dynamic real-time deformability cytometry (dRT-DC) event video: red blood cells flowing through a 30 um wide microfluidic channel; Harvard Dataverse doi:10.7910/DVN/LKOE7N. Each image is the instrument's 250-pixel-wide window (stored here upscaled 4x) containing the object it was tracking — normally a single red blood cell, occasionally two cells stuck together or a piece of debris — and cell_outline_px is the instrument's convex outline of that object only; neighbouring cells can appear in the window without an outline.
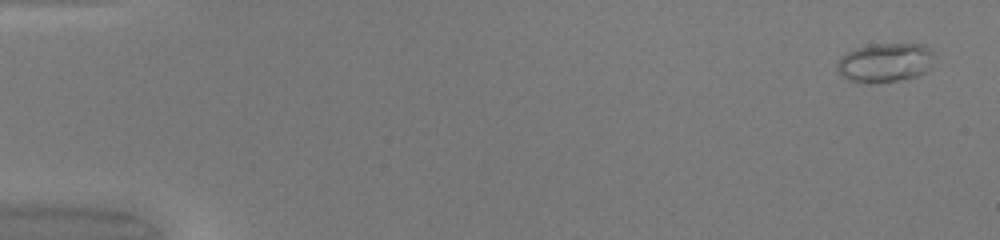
{"species": "common noctule bat (a hibernating species)", "species_latin": "Nyctalus noctula", "temperature_condition": "warm", "stored_images_in_passage": 49, "camera_frame_rate_fps": 3000, "um_per_image_px": 0.085, "animal": {"sex": "female", "body_mass_g": 20.0, "forearm_length_mm": 54.0}, "frame": {"image": 1, "passage_image": 2, "time_ms": 0.333, "image_size_px": [1000, 240], "cell_outline_px": [[936, 56], [932, 68], [916, 76], [900, 80], [868, 84], [864, 84], [848, 80], [836, 68], [836, 64], [840, 56], [856, 48], [872, 44], [924, 44], [932, 48]], "centroid_in_image_um": [75.28, 5.32], "position_along_channel_um": 9.7, "area_um2": 22.66}}
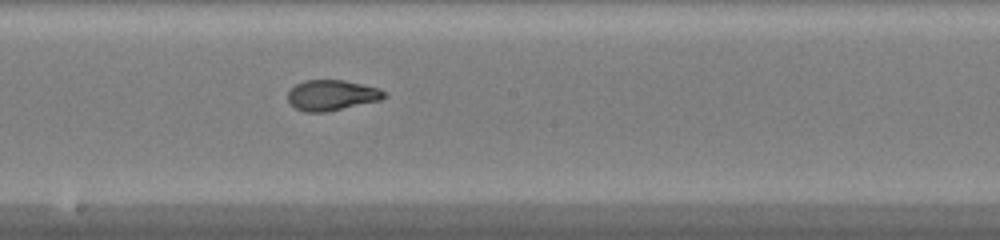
{"frame": {"image": 2, "passage_image": 28, "time_ms": 9.0, "image_size_px": [1000, 240], "cell_outline_px": [[388, 96], [380, 100], [324, 112], [304, 112], [296, 108], [288, 100], [288, 92], [296, 84], [304, 80], [344, 80], [380, 88]], "centroid_in_image_um": [28.2, 8.08], "position_along_channel_um": 220.0, "area_um2": 16.99}}
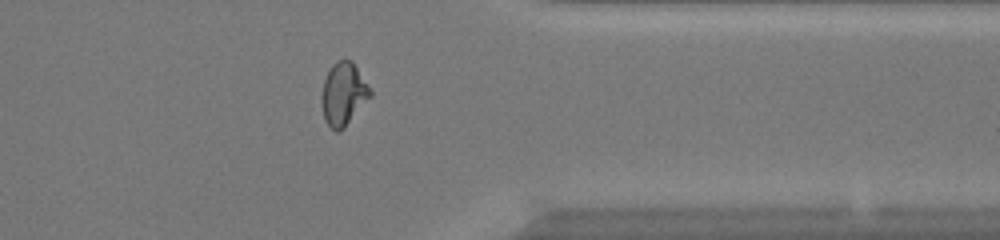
{"frame": {"image": 3, "passage_image": 40, "time_ms": 13.0, "image_size_px": [1000, 240], "cell_outline_px": [[372, 96], [344, 128], [340, 132], [336, 132], [324, 120], [320, 100], [320, 96], [324, 80], [332, 64], [336, 60], [352, 60], [372, 92]], "centroid_in_image_um": [29.17, 8.01], "position_along_channel_um": 382.2, "area_um2": 17.92}, "authors_computed_cell_mechanics": {"area_um2": 17.9758, "velocity_mm_per_s": 4.2536, "shape_relaxation_time_tau1_ms": null, "shape_relaxation_time_tau2_ms": 0.9441, "deformation_change_tau1": null, "deformation_change_tau2": 0.0677}}